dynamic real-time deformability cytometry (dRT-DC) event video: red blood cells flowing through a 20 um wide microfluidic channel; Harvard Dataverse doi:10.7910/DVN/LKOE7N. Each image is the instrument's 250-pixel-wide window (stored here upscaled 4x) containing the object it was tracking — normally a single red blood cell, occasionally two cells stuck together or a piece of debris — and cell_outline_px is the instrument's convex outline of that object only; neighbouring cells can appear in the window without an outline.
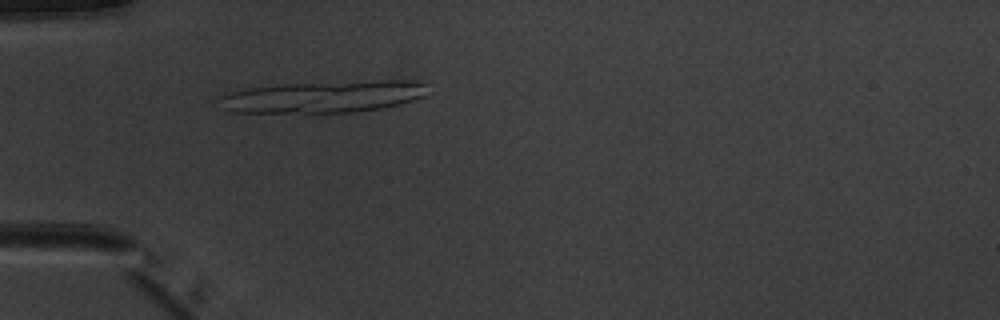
{"species": "common noctule bat (a hibernating species)", "species_latin": "Nyctalus noctula", "temperature_condition": "warm", "stored_images_in_passage": 3, "camera_frame_rate_fps": 3000, "um_per_image_px": 0.085, "animal": {"sex": "male", "body_mass_g": 20.1, "forearm_length_mm": 53.5}, "frame": {"image": 1, "passage_image": 3, "time_ms": 2.333, "image_size_px": [1000, 320], "cell_outline_px": [[424, 96], [400, 104], [384, 108], [352, 112], [232, 112], [224, 108], [220, 96], [232, 92], [248, 88], [288, 84], [372, 80], [416, 80], [424, 84]], "centroid_in_image_um": [27.55, 8.21], "position_along_channel_um": 57.4, "area_um2": 38.09}}